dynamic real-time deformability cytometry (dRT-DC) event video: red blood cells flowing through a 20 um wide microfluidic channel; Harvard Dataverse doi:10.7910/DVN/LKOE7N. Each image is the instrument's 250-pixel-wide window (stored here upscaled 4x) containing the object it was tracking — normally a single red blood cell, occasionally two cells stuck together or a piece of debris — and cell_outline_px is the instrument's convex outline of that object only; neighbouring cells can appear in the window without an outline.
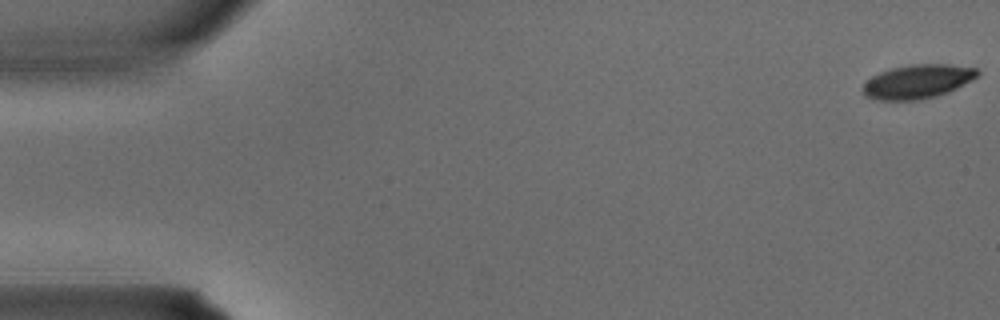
{"species": "common noctule bat (a hibernating species)", "species_latin": "Nyctalus noctula", "temperature_condition": "warm", "stored_images_in_passage": 4, "camera_frame_rate_fps": 3000, "um_per_image_px": 0.085, "animal": {"sex": "male", "body_mass_g": 15.6}, "frame": {"image": 1, "passage_image": 1, "time_ms": 0.0, "image_size_px": [1000, 320], "cell_outline_px": [[980, 72], [972, 80], [948, 92], [936, 96], [916, 100], [872, 100], [864, 96], [864, 80], [880, 72], [892, 68], [912, 64], [948, 64], [976, 68]], "centroid_in_image_um": [77.96, 6.93], "position_along_channel_um": 7.0, "area_um2": 22.66}}
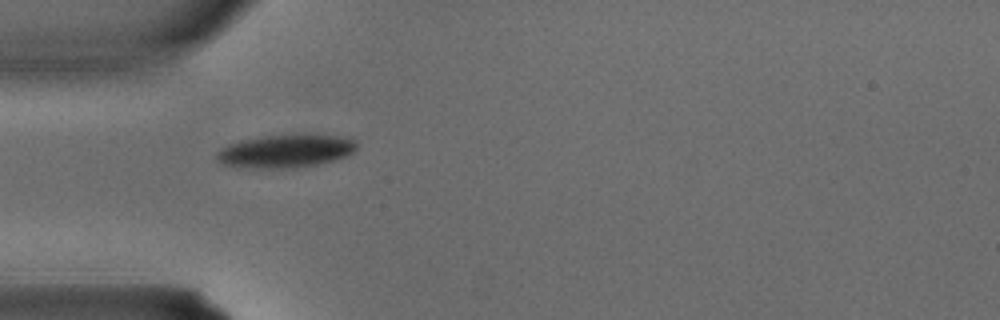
{"frame": {"image": 2, "passage_image": 4, "time_ms": 1.0, "image_size_px": [1000, 320], "cell_outline_px": [[356, 148], [352, 152], [344, 156], [332, 160], [316, 164], [296, 168], [236, 168], [220, 164], [216, 160], [216, 152], [220, 148], [228, 144], [244, 140], [268, 136], [336, 136], [352, 140], [356, 144]], "centroid_in_image_um": [24.14, 12.89], "position_along_channel_um": 60.9, "area_um2": 26.36}}